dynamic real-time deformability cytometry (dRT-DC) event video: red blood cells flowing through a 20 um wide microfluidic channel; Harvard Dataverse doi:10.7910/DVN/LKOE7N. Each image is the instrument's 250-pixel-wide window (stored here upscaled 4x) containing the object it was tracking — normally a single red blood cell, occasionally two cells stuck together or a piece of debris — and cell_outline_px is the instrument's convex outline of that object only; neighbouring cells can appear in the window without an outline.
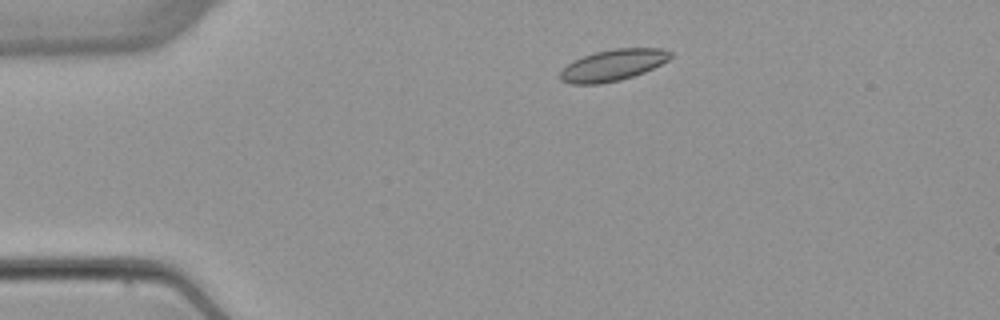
{"species": "common noctule bat (a hibernating species)", "species_latin": "Nyctalus noctula", "temperature_condition": "warm", "stored_images_in_passage": 4, "camera_frame_rate_fps": 3000, "um_per_image_px": 0.085, "animal": {"sex": "female", "body_mass_g": 22.7, "forearm_length_mm": 54.2}, "frame": {"image": 1, "passage_image": 2, "time_ms": 1.333, "image_size_px": [1000, 320], "cell_outline_px": [[672, 56], [668, 60], [644, 72], [620, 80], [600, 84], [572, 84], [560, 80], [560, 72], [572, 60], [596, 52], [616, 48], [664, 48], [672, 52]], "centroid_in_image_um": [52.1, 5.53], "position_along_channel_um": 32.9, "area_um2": 20.06}}
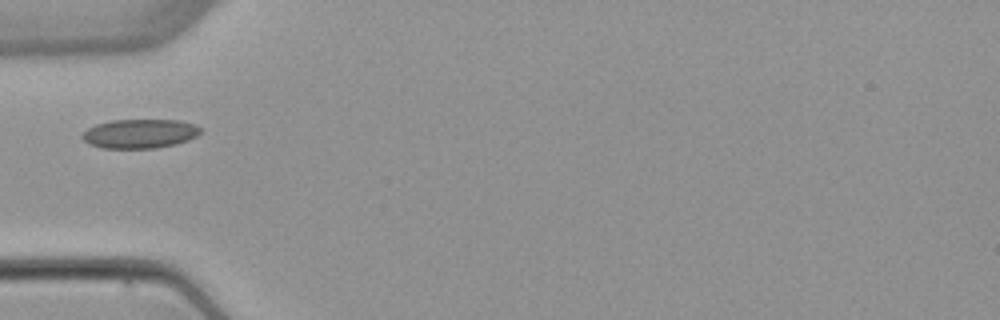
{"frame": {"image": 2, "passage_image": 4, "time_ms": 3.667, "image_size_px": [1000, 320], "cell_outline_px": [[200, 132], [196, 136], [188, 140], [176, 144], [156, 148], [100, 148], [88, 144], [80, 136], [88, 128], [96, 124], [112, 120], [180, 120], [192, 124], [200, 128]], "centroid_in_image_um": [11.85, 11.37], "position_along_channel_um": 73.2, "area_um2": 20.06}}